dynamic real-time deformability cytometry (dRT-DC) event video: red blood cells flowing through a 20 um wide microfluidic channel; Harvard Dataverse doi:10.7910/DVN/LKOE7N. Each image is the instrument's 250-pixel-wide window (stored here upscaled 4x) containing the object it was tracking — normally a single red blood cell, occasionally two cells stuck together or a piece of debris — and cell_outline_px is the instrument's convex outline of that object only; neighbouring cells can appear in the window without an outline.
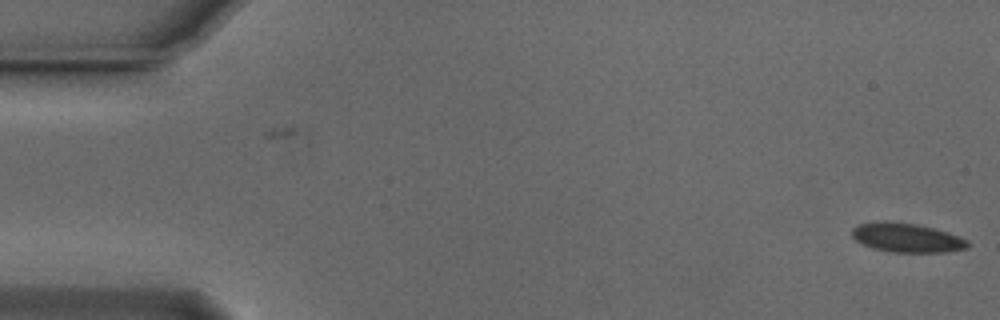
{"species": "Egyptian fruit bat (a non-hibernating species)", "species_latin": "Rousettus aegyptiacus", "temperature_condition": "cold", "stored_images_in_passage": 6, "camera_frame_rate_fps": 3000, "um_per_image_px": 0.085, "animal": {"sex": "male"}, "frame": {"image": 1, "passage_image": 6, "time_ms": 1.667, "image_size_px": [1000, 320], "cell_outline_px": [[968, 248], [948, 252], [892, 252], [872, 248], [856, 240], [852, 236], [852, 228], [860, 224], [880, 220], [888, 220], [916, 224], [948, 232], [960, 236], [968, 240]], "centroid_in_image_um": [77.08, 20.2], "position_along_channel_um": 7.9, "area_um2": 19.77}}